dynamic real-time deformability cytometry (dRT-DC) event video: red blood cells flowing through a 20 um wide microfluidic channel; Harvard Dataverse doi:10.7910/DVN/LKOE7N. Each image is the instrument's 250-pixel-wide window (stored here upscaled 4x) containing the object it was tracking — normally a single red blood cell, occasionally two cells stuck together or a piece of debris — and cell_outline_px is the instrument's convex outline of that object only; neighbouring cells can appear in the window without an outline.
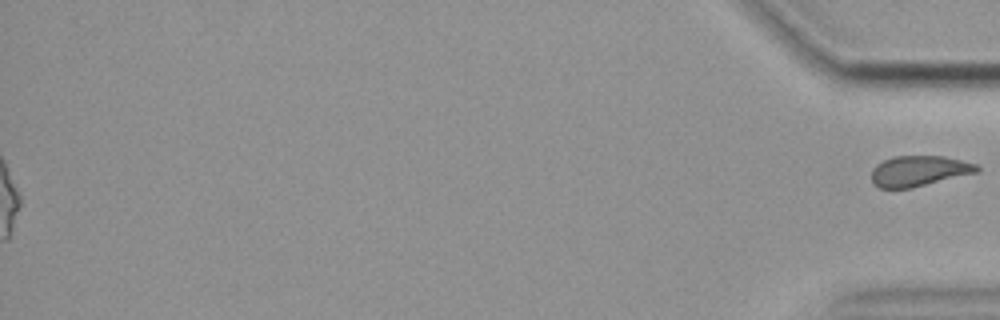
{"species": "common noctule bat (a hibernating species)", "species_latin": "Nyctalus noctula", "temperature_condition": "cold", "stored_images_in_passage": 45, "segment_of_instrument_passage": [2, 2], "camera_frame_rate_fps": 3000, "um_per_image_px": 0.085, "animal": {"sex": "female", "body_mass_g": 19.9}, "frame": {"image": 1, "passage_image": 45, "time_ms": 14.667, "image_size_px": [1000, 320], "cell_outline_px": [[980, 168], [976, 172], [912, 188], [880, 188], [872, 184], [872, 168], [876, 164], [892, 156], [944, 156], [976, 164]], "centroid_in_image_um": [78.06, 14.53], "position_along_channel_um": 357.1, "area_um2": 18.67}}